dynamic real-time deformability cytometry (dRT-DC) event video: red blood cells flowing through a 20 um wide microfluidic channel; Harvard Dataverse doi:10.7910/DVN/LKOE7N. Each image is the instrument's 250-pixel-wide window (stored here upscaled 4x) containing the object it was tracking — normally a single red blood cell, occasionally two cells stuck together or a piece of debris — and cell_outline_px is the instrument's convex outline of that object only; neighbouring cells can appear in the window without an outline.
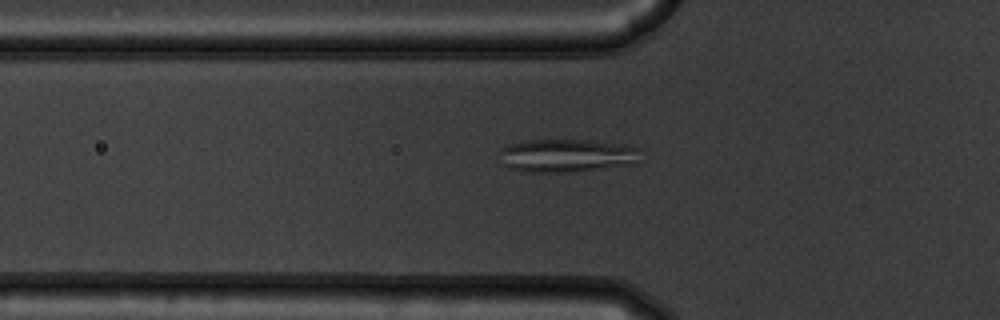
{"species": "common noctule bat (a hibernating species)", "species_latin": "Nyctalus noctula", "temperature_condition": "warm", "stored_images_in_passage": 39, "camera_frame_rate_fps": 3000, "um_per_image_px": 0.085, "animal": {"sex": "male", "body_mass_g": 19.5, "forearm_length_mm": 54.6}, "frame": {"image": 1, "passage_image": 4, "time_ms": 1.0, "image_size_px": [1000, 320], "cell_outline_px": [[636, 148], [632, 164], [576, 172], [532, 172], [512, 168], [504, 164], [500, 152], [500, 148], [508, 144], [532, 140], [584, 140], [612, 144]], "centroid_in_image_um": [48.04, 13.23], "position_along_channel_um": 77.8, "area_um2": 26.18}}
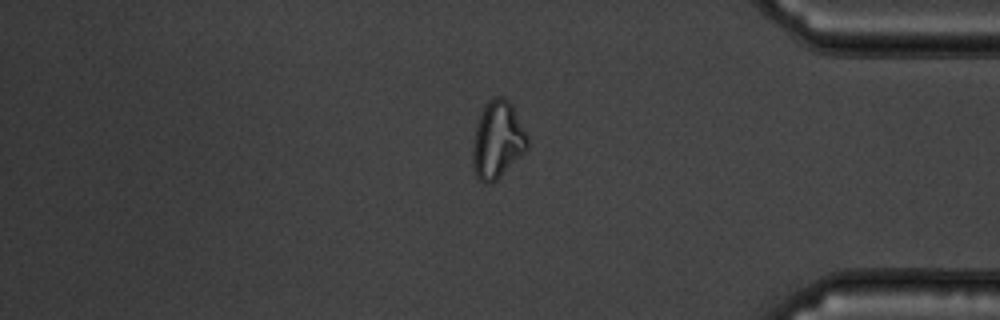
{"frame": {"image": 2, "passage_image": 31, "time_ms": 10.0, "image_size_px": [1000, 320], "cell_outline_px": [[528, 148], [492, 184], [484, 184], [476, 176], [472, 164], [472, 148], [476, 124], [488, 100], [492, 96], [504, 96], [512, 104], [528, 136]], "centroid_in_image_um": [42.28, 11.89], "position_along_channel_um": 392.9, "area_um2": 24.68}}
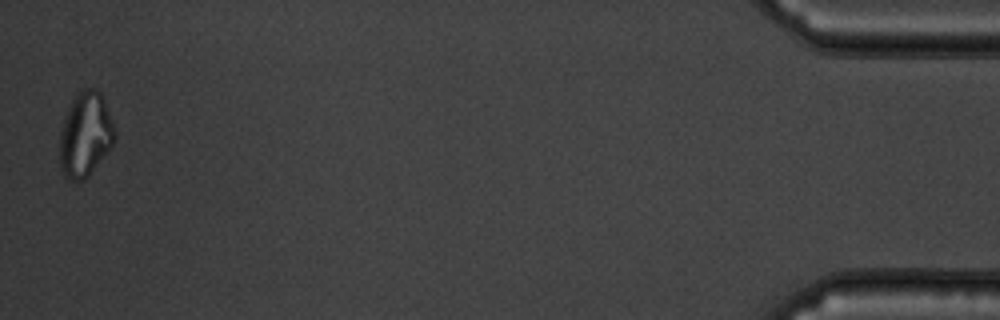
{"frame": {"image": 3, "passage_image": 39, "time_ms": 12.667, "image_size_px": [1000, 320], "cell_outline_px": [[116, 136], [112, 144], [88, 176], [84, 180], [68, 180], [64, 176], [60, 164], [60, 132], [64, 116], [76, 92], [84, 88], [96, 88], [100, 92], [104, 100], [116, 132]], "centroid_in_image_um": [7.23, 11.41], "position_along_channel_um": 428.0, "area_um2": 26.93}}